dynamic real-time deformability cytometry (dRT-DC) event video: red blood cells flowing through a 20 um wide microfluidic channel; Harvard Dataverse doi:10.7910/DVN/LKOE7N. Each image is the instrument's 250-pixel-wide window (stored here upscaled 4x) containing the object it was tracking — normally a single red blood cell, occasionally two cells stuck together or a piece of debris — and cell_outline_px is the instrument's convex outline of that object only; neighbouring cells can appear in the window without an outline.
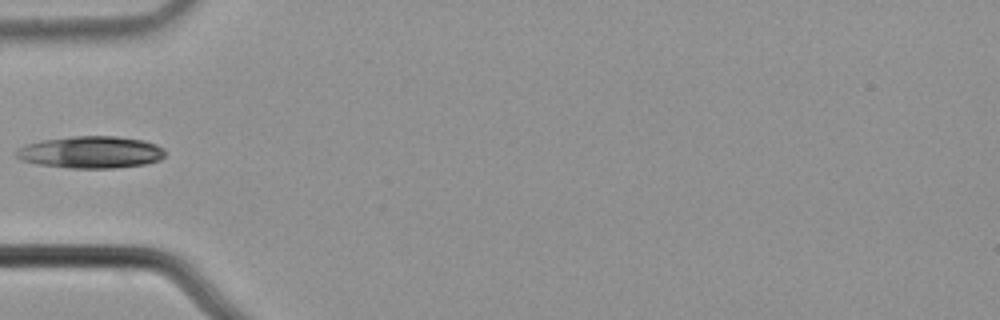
{"species": "common noctule bat (a hibernating species)", "species_latin": "Nyctalus noctula", "temperature_condition": "cold", "stored_images_in_passage": 2, "camera_frame_rate_fps": 3000, "um_per_image_px": 0.085, "animal": {"sex": "male", "body_mass_g": 21.5, "forearm_length_mm": 52.0}, "frame": {"image": 1, "passage_image": 2, "time_ms": 0.333, "image_size_px": [1000, 320], "cell_outline_px": [[164, 156], [160, 160], [144, 164], [112, 168], [68, 168], [40, 164], [20, 160], [16, 156], [16, 152], [20, 148], [28, 144], [44, 140], [72, 136], [116, 136], [144, 140], [156, 144], [164, 148]], "centroid_in_image_um": [7.76, 12.93], "position_along_channel_um": 77.2, "area_um2": 27.63}}